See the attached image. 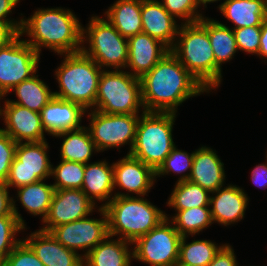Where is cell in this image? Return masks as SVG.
<instances>
[{
	"instance_id": "6da1fadb",
	"label": "cell",
	"mask_w": 267,
	"mask_h": 266,
	"mask_svg": "<svg viewBox=\"0 0 267 266\" xmlns=\"http://www.w3.org/2000/svg\"><path fill=\"white\" fill-rule=\"evenodd\" d=\"M145 112H177L186 99L209 92L169 51L141 78Z\"/></svg>"
},
{
	"instance_id": "7a4b0ae2",
	"label": "cell",
	"mask_w": 267,
	"mask_h": 266,
	"mask_svg": "<svg viewBox=\"0 0 267 266\" xmlns=\"http://www.w3.org/2000/svg\"><path fill=\"white\" fill-rule=\"evenodd\" d=\"M40 55L41 47L57 54H71L82 50L83 27L76 15L69 9L47 8L36 10L30 18H22L20 35Z\"/></svg>"
},
{
	"instance_id": "3957f363",
	"label": "cell",
	"mask_w": 267,
	"mask_h": 266,
	"mask_svg": "<svg viewBox=\"0 0 267 266\" xmlns=\"http://www.w3.org/2000/svg\"><path fill=\"white\" fill-rule=\"evenodd\" d=\"M170 52L208 91L221 84L222 70L215 63L208 18L203 17L196 23L182 22Z\"/></svg>"
},
{
	"instance_id": "277c9868",
	"label": "cell",
	"mask_w": 267,
	"mask_h": 266,
	"mask_svg": "<svg viewBox=\"0 0 267 266\" xmlns=\"http://www.w3.org/2000/svg\"><path fill=\"white\" fill-rule=\"evenodd\" d=\"M114 196L103 207L108 218V232L111 237L121 235L119 238L133 243L166 218V213L144 197L137 198L121 192L115 193Z\"/></svg>"
},
{
	"instance_id": "5b68a950",
	"label": "cell",
	"mask_w": 267,
	"mask_h": 266,
	"mask_svg": "<svg viewBox=\"0 0 267 266\" xmlns=\"http://www.w3.org/2000/svg\"><path fill=\"white\" fill-rule=\"evenodd\" d=\"M63 56L64 60L55 71L60 90L54 92V96L78 103L86 110L92 109L103 69L82 51Z\"/></svg>"
},
{
	"instance_id": "8992f818",
	"label": "cell",
	"mask_w": 267,
	"mask_h": 266,
	"mask_svg": "<svg viewBox=\"0 0 267 266\" xmlns=\"http://www.w3.org/2000/svg\"><path fill=\"white\" fill-rule=\"evenodd\" d=\"M142 112L130 154L156 171L176 146L172 138L176 113Z\"/></svg>"
},
{
	"instance_id": "52a82bcc",
	"label": "cell",
	"mask_w": 267,
	"mask_h": 266,
	"mask_svg": "<svg viewBox=\"0 0 267 266\" xmlns=\"http://www.w3.org/2000/svg\"><path fill=\"white\" fill-rule=\"evenodd\" d=\"M140 107L143 108L140 78L123 70L103 69L93 110L107 114H138Z\"/></svg>"
},
{
	"instance_id": "ba28073f",
	"label": "cell",
	"mask_w": 267,
	"mask_h": 266,
	"mask_svg": "<svg viewBox=\"0 0 267 266\" xmlns=\"http://www.w3.org/2000/svg\"><path fill=\"white\" fill-rule=\"evenodd\" d=\"M82 41L89 47L82 52L92 58L101 68L113 67L114 70L126 68L128 63V38L123 37L108 19L91 17L87 28L83 27Z\"/></svg>"
},
{
	"instance_id": "9c48e42d",
	"label": "cell",
	"mask_w": 267,
	"mask_h": 266,
	"mask_svg": "<svg viewBox=\"0 0 267 266\" xmlns=\"http://www.w3.org/2000/svg\"><path fill=\"white\" fill-rule=\"evenodd\" d=\"M165 217L154 229L132 243L133 259L150 266H173L178 262L182 236L168 215Z\"/></svg>"
},
{
	"instance_id": "30bf717a",
	"label": "cell",
	"mask_w": 267,
	"mask_h": 266,
	"mask_svg": "<svg viewBox=\"0 0 267 266\" xmlns=\"http://www.w3.org/2000/svg\"><path fill=\"white\" fill-rule=\"evenodd\" d=\"M139 114H107L97 110L89 112L90 118L88 131L94 141L98 152L110 148L130 144V154L136 135Z\"/></svg>"
},
{
	"instance_id": "8fae6325",
	"label": "cell",
	"mask_w": 267,
	"mask_h": 266,
	"mask_svg": "<svg viewBox=\"0 0 267 266\" xmlns=\"http://www.w3.org/2000/svg\"><path fill=\"white\" fill-rule=\"evenodd\" d=\"M20 36L0 48V99L38 71L40 55Z\"/></svg>"
},
{
	"instance_id": "7c38bea8",
	"label": "cell",
	"mask_w": 267,
	"mask_h": 266,
	"mask_svg": "<svg viewBox=\"0 0 267 266\" xmlns=\"http://www.w3.org/2000/svg\"><path fill=\"white\" fill-rule=\"evenodd\" d=\"M47 141L17 143L15 158L5 184L21 187L51 177L52 164L49 160Z\"/></svg>"
},
{
	"instance_id": "4fadbf2b",
	"label": "cell",
	"mask_w": 267,
	"mask_h": 266,
	"mask_svg": "<svg viewBox=\"0 0 267 266\" xmlns=\"http://www.w3.org/2000/svg\"><path fill=\"white\" fill-rule=\"evenodd\" d=\"M98 211L102 215L101 219L83 218L70 223H66L52 228L50 234L67 249L77 252L85 250L84 258L93 248L102 242L108 232V218L103 207Z\"/></svg>"
},
{
	"instance_id": "5bb4252c",
	"label": "cell",
	"mask_w": 267,
	"mask_h": 266,
	"mask_svg": "<svg viewBox=\"0 0 267 266\" xmlns=\"http://www.w3.org/2000/svg\"><path fill=\"white\" fill-rule=\"evenodd\" d=\"M95 205L81 189L55 190L41 230L49 232L54 227L86 218Z\"/></svg>"
},
{
	"instance_id": "9a60e30c",
	"label": "cell",
	"mask_w": 267,
	"mask_h": 266,
	"mask_svg": "<svg viewBox=\"0 0 267 266\" xmlns=\"http://www.w3.org/2000/svg\"><path fill=\"white\" fill-rule=\"evenodd\" d=\"M2 108L0 106V116H3L6 128L1 130L10 135L16 143L46 140L40 113L11 103L9 100L4 102Z\"/></svg>"
},
{
	"instance_id": "2e32d148",
	"label": "cell",
	"mask_w": 267,
	"mask_h": 266,
	"mask_svg": "<svg viewBox=\"0 0 267 266\" xmlns=\"http://www.w3.org/2000/svg\"><path fill=\"white\" fill-rule=\"evenodd\" d=\"M114 189L116 186L138 196H145L156 181L155 171L141 160L128 154L113 163Z\"/></svg>"
},
{
	"instance_id": "e0dca14e",
	"label": "cell",
	"mask_w": 267,
	"mask_h": 266,
	"mask_svg": "<svg viewBox=\"0 0 267 266\" xmlns=\"http://www.w3.org/2000/svg\"><path fill=\"white\" fill-rule=\"evenodd\" d=\"M170 49L161 41L146 33H139L128 38V63L132 76L141 78L149 72Z\"/></svg>"
},
{
	"instance_id": "ac0fdd59",
	"label": "cell",
	"mask_w": 267,
	"mask_h": 266,
	"mask_svg": "<svg viewBox=\"0 0 267 266\" xmlns=\"http://www.w3.org/2000/svg\"><path fill=\"white\" fill-rule=\"evenodd\" d=\"M87 110L80 104L54 96L40 111L46 133L55 136L59 133L76 130L83 126L81 120Z\"/></svg>"
},
{
	"instance_id": "d6986e66",
	"label": "cell",
	"mask_w": 267,
	"mask_h": 266,
	"mask_svg": "<svg viewBox=\"0 0 267 266\" xmlns=\"http://www.w3.org/2000/svg\"><path fill=\"white\" fill-rule=\"evenodd\" d=\"M23 241L44 266H83V257L60 244L50 232L39 229Z\"/></svg>"
},
{
	"instance_id": "ffe728a7",
	"label": "cell",
	"mask_w": 267,
	"mask_h": 266,
	"mask_svg": "<svg viewBox=\"0 0 267 266\" xmlns=\"http://www.w3.org/2000/svg\"><path fill=\"white\" fill-rule=\"evenodd\" d=\"M142 32L161 41L169 49L174 46L181 25L168 13L159 0H142Z\"/></svg>"
},
{
	"instance_id": "44dd1931",
	"label": "cell",
	"mask_w": 267,
	"mask_h": 266,
	"mask_svg": "<svg viewBox=\"0 0 267 266\" xmlns=\"http://www.w3.org/2000/svg\"><path fill=\"white\" fill-rule=\"evenodd\" d=\"M214 193L216 196H210L209 202L213 223L227 226L244 218L249 200L242 188L232 184Z\"/></svg>"
},
{
	"instance_id": "7402d4cb",
	"label": "cell",
	"mask_w": 267,
	"mask_h": 266,
	"mask_svg": "<svg viewBox=\"0 0 267 266\" xmlns=\"http://www.w3.org/2000/svg\"><path fill=\"white\" fill-rule=\"evenodd\" d=\"M215 152L206 146L195 150L192 171L188 179L210 193L223 187L225 182L224 164Z\"/></svg>"
},
{
	"instance_id": "603a6c76",
	"label": "cell",
	"mask_w": 267,
	"mask_h": 266,
	"mask_svg": "<svg viewBox=\"0 0 267 266\" xmlns=\"http://www.w3.org/2000/svg\"><path fill=\"white\" fill-rule=\"evenodd\" d=\"M81 190L87 197L96 204L95 200L106 201L100 207H104L115 196H112L114 189L113 164L99 161L85 164L84 180Z\"/></svg>"
},
{
	"instance_id": "cb8c5ba5",
	"label": "cell",
	"mask_w": 267,
	"mask_h": 266,
	"mask_svg": "<svg viewBox=\"0 0 267 266\" xmlns=\"http://www.w3.org/2000/svg\"><path fill=\"white\" fill-rule=\"evenodd\" d=\"M218 8L235 24L232 29L261 26L267 19V0H225Z\"/></svg>"
},
{
	"instance_id": "d4e9b609",
	"label": "cell",
	"mask_w": 267,
	"mask_h": 266,
	"mask_svg": "<svg viewBox=\"0 0 267 266\" xmlns=\"http://www.w3.org/2000/svg\"><path fill=\"white\" fill-rule=\"evenodd\" d=\"M110 238L113 237L107 236L83 258V266H131L133 251L128 246L132 243Z\"/></svg>"
},
{
	"instance_id": "484cf974",
	"label": "cell",
	"mask_w": 267,
	"mask_h": 266,
	"mask_svg": "<svg viewBox=\"0 0 267 266\" xmlns=\"http://www.w3.org/2000/svg\"><path fill=\"white\" fill-rule=\"evenodd\" d=\"M142 0H117L105 12L108 21L126 38L142 33Z\"/></svg>"
},
{
	"instance_id": "4316f807",
	"label": "cell",
	"mask_w": 267,
	"mask_h": 266,
	"mask_svg": "<svg viewBox=\"0 0 267 266\" xmlns=\"http://www.w3.org/2000/svg\"><path fill=\"white\" fill-rule=\"evenodd\" d=\"M54 137L64 138L60 148L61 160L87 164L93 151L98 152L90 132L85 126L59 133Z\"/></svg>"
},
{
	"instance_id": "83f0119b",
	"label": "cell",
	"mask_w": 267,
	"mask_h": 266,
	"mask_svg": "<svg viewBox=\"0 0 267 266\" xmlns=\"http://www.w3.org/2000/svg\"><path fill=\"white\" fill-rule=\"evenodd\" d=\"M44 180L18 187L17 198L20 203L32 215H40L42 222L48 214L50 204L55 192L52 184H46Z\"/></svg>"
},
{
	"instance_id": "f1b7e54d",
	"label": "cell",
	"mask_w": 267,
	"mask_h": 266,
	"mask_svg": "<svg viewBox=\"0 0 267 266\" xmlns=\"http://www.w3.org/2000/svg\"><path fill=\"white\" fill-rule=\"evenodd\" d=\"M13 90L18 97V101L9 100L11 103L38 113L54 97V92L49 90L48 85L40 80L36 74L16 85L11 89V91Z\"/></svg>"
},
{
	"instance_id": "f546056e",
	"label": "cell",
	"mask_w": 267,
	"mask_h": 266,
	"mask_svg": "<svg viewBox=\"0 0 267 266\" xmlns=\"http://www.w3.org/2000/svg\"><path fill=\"white\" fill-rule=\"evenodd\" d=\"M208 36L215 63L221 68L222 63L231 60L238 50L234 31L225 24L208 18Z\"/></svg>"
},
{
	"instance_id": "4dcf8cb0",
	"label": "cell",
	"mask_w": 267,
	"mask_h": 266,
	"mask_svg": "<svg viewBox=\"0 0 267 266\" xmlns=\"http://www.w3.org/2000/svg\"><path fill=\"white\" fill-rule=\"evenodd\" d=\"M210 192L189 180L177 182L167 205L175 211L209 206Z\"/></svg>"
},
{
	"instance_id": "1f68e13d",
	"label": "cell",
	"mask_w": 267,
	"mask_h": 266,
	"mask_svg": "<svg viewBox=\"0 0 267 266\" xmlns=\"http://www.w3.org/2000/svg\"><path fill=\"white\" fill-rule=\"evenodd\" d=\"M187 237L182 236L179 246L178 263L208 266L215 254L223 246H217L216 243L210 240H192L191 243L186 244Z\"/></svg>"
},
{
	"instance_id": "d6a6232c",
	"label": "cell",
	"mask_w": 267,
	"mask_h": 266,
	"mask_svg": "<svg viewBox=\"0 0 267 266\" xmlns=\"http://www.w3.org/2000/svg\"><path fill=\"white\" fill-rule=\"evenodd\" d=\"M170 220L181 236L199 234L200 231L213 224L209 206L176 211Z\"/></svg>"
},
{
	"instance_id": "836d02e7",
	"label": "cell",
	"mask_w": 267,
	"mask_h": 266,
	"mask_svg": "<svg viewBox=\"0 0 267 266\" xmlns=\"http://www.w3.org/2000/svg\"><path fill=\"white\" fill-rule=\"evenodd\" d=\"M85 164L74 161L61 160L54 168L52 165L51 176L55 178V190L81 189L84 180Z\"/></svg>"
},
{
	"instance_id": "e575fe53",
	"label": "cell",
	"mask_w": 267,
	"mask_h": 266,
	"mask_svg": "<svg viewBox=\"0 0 267 266\" xmlns=\"http://www.w3.org/2000/svg\"><path fill=\"white\" fill-rule=\"evenodd\" d=\"M193 156L194 152L191 154L179 150L176 146L172 149L170 154L166 157L164 162L160 167L155 171V177H160L161 175L171 174H181L177 182L187 181L191 175L192 166H193ZM189 171V173L187 172ZM187 172L186 174H183Z\"/></svg>"
},
{
	"instance_id": "d590c367",
	"label": "cell",
	"mask_w": 267,
	"mask_h": 266,
	"mask_svg": "<svg viewBox=\"0 0 267 266\" xmlns=\"http://www.w3.org/2000/svg\"><path fill=\"white\" fill-rule=\"evenodd\" d=\"M24 229L16 215L0 217V265L21 242V240L15 239V235Z\"/></svg>"
},
{
	"instance_id": "8d00e7d4",
	"label": "cell",
	"mask_w": 267,
	"mask_h": 266,
	"mask_svg": "<svg viewBox=\"0 0 267 266\" xmlns=\"http://www.w3.org/2000/svg\"><path fill=\"white\" fill-rule=\"evenodd\" d=\"M163 7L175 18H181L187 23H196L203 15L197 10L201 6L199 0H162Z\"/></svg>"
},
{
	"instance_id": "74e56055",
	"label": "cell",
	"mask_w": 267,
	"mask_h": 266,
	"mask_svg": "<svg viewBox=\"0 0 267 266\" xmlns=\"http://www.w3.org/2000/svg\"><path fill=\"white\" fill-rule=\"evenodd\" d=\"M238 50L258 55L261 26H249L233 29Z\"/></svg>"
},
{
	"instance_id": "f35d334b",
	"label": "cell",
	"mask_w": 267,
	"mask_h": 266,
	"mask_svg": "<svg viewBox=\"0 0 267 266\" xmlns=\"http://www.w3.org/2000/svg\"><path fill=\"white\" fill-rule=\"evenodd\" d=\"M0 266H44V264L32 249L21 240Z\"/></svg>"
},
{
	"instance_id": "ab89813d",
	"label": "cell",
	"mask_w": 267,
	"mask_h": 266,
	"mask_svg": "<svg viewBox=\"0 0 267 266\" xmlns=\"http://www.w3.org/2000/svg\"><path fill=\"white\" fill-rule=\"evenodd\" d=\"M17 143L0 128V182L8 178Z\"/></svg>"
},
{
	"instance_id": "60d3db41",
	"label": "cell",
	"mask_w": 267,
	"mask_h": 266,
	"mask_svg": "<svg viewBox=\"0 0 267 266\" xmlns=\"http://www.w3.org/2000/svg\"><path fill=\"white\" fill-rule=\"evenodd\" d=\"M9 188L5 182H0V217L7 215H16L20 224L26 229L25 222L19 214L13 198L9 196Z\"/></svg>"
},
{
	"instance_id": "b9f144b4",
	"label": "cell",
	"mask_w": 267,
	"mask_h": 266,
	"mask_svg": "<svg viewBox=\"0 0 267 266\" xmlns=\"http://www.w3.org/2000/svg\"><path fill=\"white\" fill-rule=\"evenodd\" d=\"M208 266H238L232 246L224 244Z\"/></svg>"
},
{
	"instance_id": "7bdbcfd3",
	"label": "cell",
	"mask_w": 267,
	"mask_h": 266,
	"mask_svg": "<svg viewBox=\"0 0 267 266\" xmlns=\"http://www.w3.org/2000/svg\"><path fill=\"white\" fill-rule=\"evenodd\" d=\"M21 25L0 23V48L7 46L20 34Z\"/></svg>"
},
{
	"instance_id": "ee69618b",
	"label": "cell",
	"mask_w": 267,
	"mask_h": 266,
	"mask_svg": "<svg viewBox=\"0 0 267 266\" xmlns=\"http://www.w3.org/2000/svg\"><path fill=\"white\" fill-rule=\"evenodd\" d=\"M20 0H0V23H7L10 25H22V19H20V21L18 20H10L7 17V15L10 14V12L12 13V9L15 8V5H17V3Z\"/></svg>"
},
{
	"instance_id": "f6af8a7d",
	"label": "cell",
	"mask_w": 267,
	"mask_h": 266,
	"mask_svg": "<svg viewBox=\"0 0 267 266\" xmlns=\"http://www.w3.org/2000/svg\"><path fill=\"white\" fill-rule=\"evenodd\" d=\"M267 160V155H266ZM251 181L260 188H267V163L256 165L251 173Z\"/></svg>"
},
{
	"instance_id": "bcb514c9",
	"label": "cell",
	"mask_w": 267,
	"mask_h": 266,
	"mask_svg": "<svg viewBox=\"0 0 267 266\" xmlns=\"http://www.w3.org/2000/svg\"><path fill=\"white\" fill-rule=\"evenodd\" d=\"M258 55L267 58V19L261 25L260 47Z\"/></svg>"
},
{
	"instance_id": "7dc6e473",
	"label": "cell",
	"mask_w": 267,
	"mask_h": 266,
	"mask_svg": "<svg viewBox=\"0 0 267 266\" xmlns=\"http://www.w3.org/2000/svg\"><path fill=\"white\" fill-rule=\"evenodd\" d=\"M219 0H199L200 4L204 5V7H206V4L208 3H213Z\"/></svg>"
},
{
	"instance_id": "c3c4849f",
	"label": "cell",
	"mask_w": 267,
	"mask_h": 266,
	"mask_svg": "<svg viewBox=\"0 0 267 266\" xmlns=\"http://www.w3.org/2000/svg\"><path fill=\"white\" fill-rule=\"evenodd\" d=\"M173 266H195V265H189V264H184V263H175Z\"/></svg>"
}]
</instances>
